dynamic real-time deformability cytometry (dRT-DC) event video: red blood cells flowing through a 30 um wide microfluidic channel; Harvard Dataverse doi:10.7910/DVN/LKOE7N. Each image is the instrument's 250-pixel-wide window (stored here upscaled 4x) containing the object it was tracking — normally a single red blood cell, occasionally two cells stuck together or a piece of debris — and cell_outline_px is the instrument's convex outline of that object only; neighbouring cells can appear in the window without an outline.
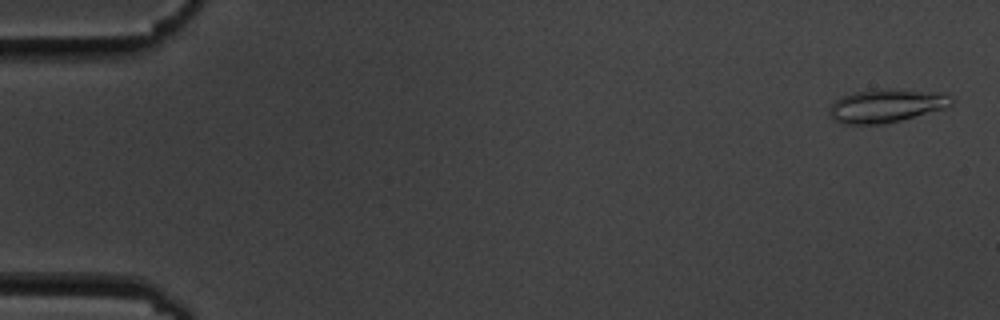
{"species": "common noctule bat (a hibernating species)", "species_latin": "Nyctalus noctula", "temperature_condition": "cold", "stored_images_in_passage": 8, "camera_frame_rate_fps": 3000, "um_per_image_px": 0.085, "animal": {"sex": "male", "body_mass_g": 19.5, "forearm_length_mm": 54.6}, "frame": {"image": 1, "passage_image": 1, "time_ms": 0.0, "image_size_px": [1000, 320], "cell_outline_px": [[952, 104], [944, 108], [900, 120], [884, 124], [844, 124], [836, 120], [828, 112], [828, 108], [836, 100], [844, 96], [856, 92], [944, 92], [952, 100]], "centroid_in_image_um": [75.3, 9.05], "position_along_channel_um": 9.7, "area_um2": 22.2}}
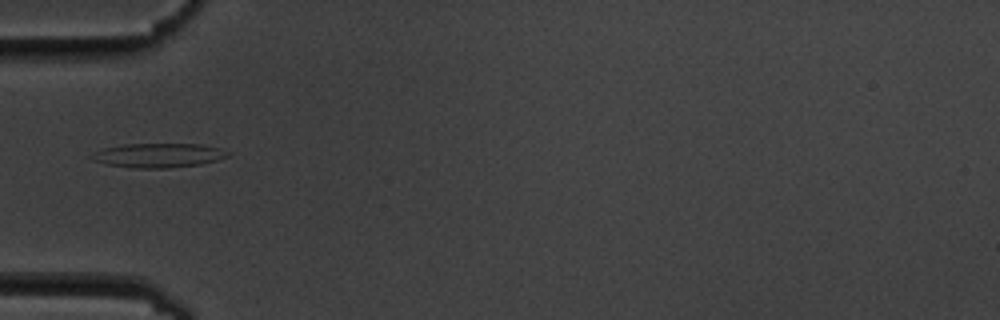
{"frame": {"image": 2, "passage_image": 6, "time_ms": 5.667, "image_size_px": [1000, 320], "cell_outline_px": [[232, 152], [228, 156], [216, 160], [200, 164], [168, 168], [132, 168], [108, 164], [92, 160], [88, 156], [104, 148], [124, 144], [200, 144], [220, 148]], "centroid_in_image_um": [13.48, 13.2], "position_along_channel_um": 71.5, "area_um2": 19.19}}
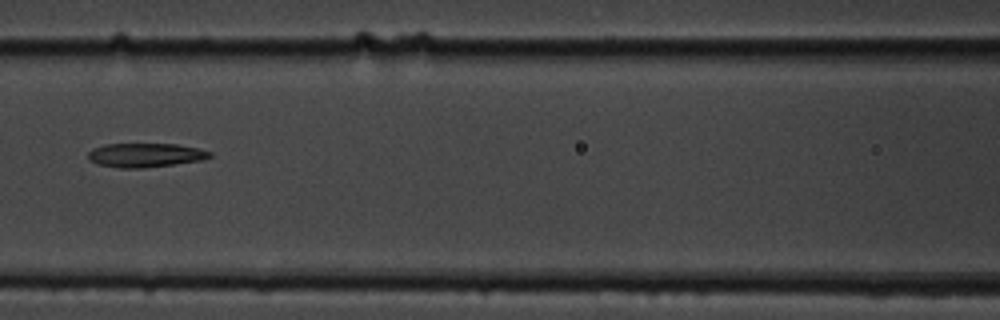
{"frame": {"image": 3, "passage_image": 8, "time_ms": 8.0, "image_size_px": [1000, 320], "cell_outline_px": [[212, 156], [200, 160], [172, 164], [140, 168], [120, 168], [96, 164], [88, 160], [88, 152], [92, 148], [104, 144], [176, 144], [196, 148], [212, 152]], "centroid_in_image_um": [12.28, 13.18], "position_along_channel_um": 154.3, "area_um2": 16.94}}